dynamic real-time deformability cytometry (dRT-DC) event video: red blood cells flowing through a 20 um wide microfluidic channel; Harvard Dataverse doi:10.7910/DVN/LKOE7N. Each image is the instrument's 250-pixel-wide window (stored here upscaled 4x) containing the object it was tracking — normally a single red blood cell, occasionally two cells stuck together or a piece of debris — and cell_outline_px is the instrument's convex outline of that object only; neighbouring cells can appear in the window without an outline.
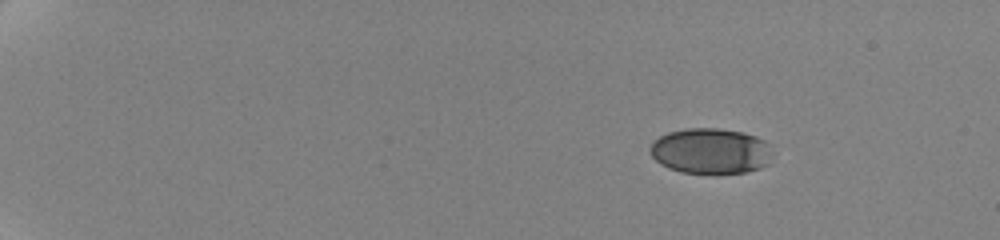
{"species": "human", "species_latin": "Homo sapiens", "temperature_condition": "cold", "stored_images_in_passage": 7, "camera_frame_rate_fps": 3000, "um_per_image_px": 0.085, "donor": {"sex": "female"}, "frame": {"image": 1, "passage_image": 1, "time_ms": 0.0, "image_size_px": [1000, 240], "cell_outline_px": [[776, 152], [768, 164], [760, 168], [744, 172], [680, 172], [668, 168], [660, 164], [648, 152], [648, 148], [660, 136], [668, 132], [688, 128], [716, 128], [744, 132], [756, 136], [764, 140]], "centroid_in_image_um": [60.44, 12.82], "position_along_channel_um": 24.6, "area_um2": 32.66}}
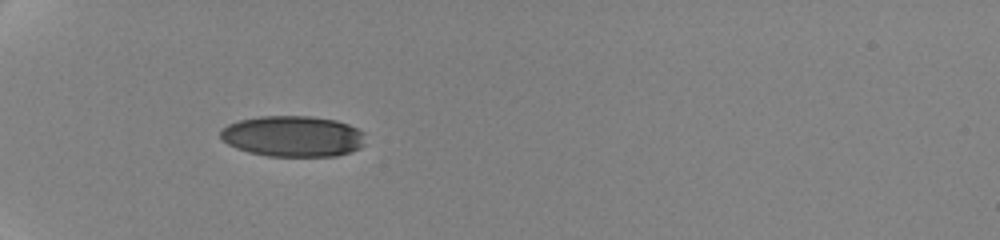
{"frame": {"image": 2, "passage_image": 5, "time_ms": 4.333, "image_size_px": [1000, 240], "cell_outline_px": [[364, 144], [360, 148], [352, 152], [336, 156], [268, 156], [248, 152], [236, 148], [228, 144], [220, 136], [220, 132], [228, 124], [240, 120], [260, 116], [312, 116], [336, 120], [348, 124], [364, 132]], "centroid_in_image_um": [24.92, 11.58], "position_along_channel_um": 60.1, "area_um2": 34.68}}
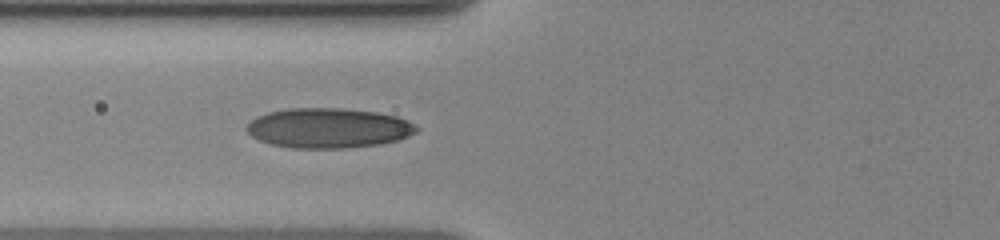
{"frame": {"image": 3, "passage_image": 7, "time_ms": 6.0, "image_size_px": [1000, 240], "cell_outline_px": [[420, 128], [416, 132], [408, 136], [396, 140], [380, 144], [340, 148], [292, 148], [272, 144], [260, 140], [252, 136], [244, 128], [256, 116], [268, 112], [288, 108], [340, 108], [376, 112], [396, 116], [408, 120]], "centroid_in_image_um": [27.91, 10.88], "position_along_channel_um": 97.9, "area_um2": 39.42}}